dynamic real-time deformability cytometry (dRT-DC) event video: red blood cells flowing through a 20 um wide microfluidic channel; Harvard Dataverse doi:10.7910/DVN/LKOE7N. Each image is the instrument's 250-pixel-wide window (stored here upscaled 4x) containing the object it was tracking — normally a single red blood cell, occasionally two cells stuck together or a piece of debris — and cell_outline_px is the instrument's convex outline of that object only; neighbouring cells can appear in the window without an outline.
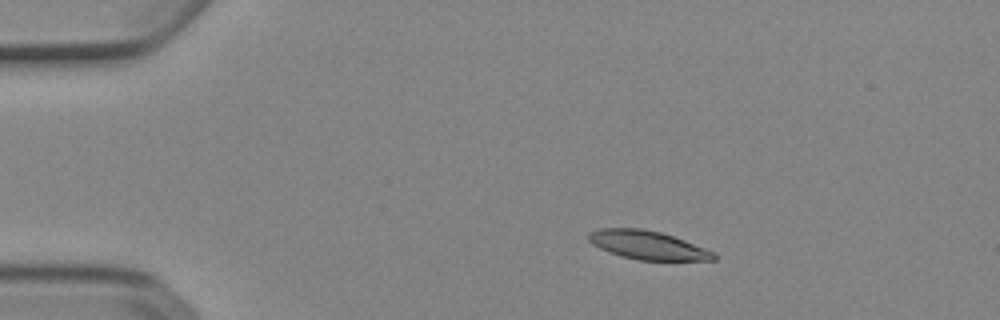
{"species": "Egyptian fruit bat (a non-hibernating species)", "species_latin": "Rousettus aegyptiacus", "temperature_condition": "cold", "stored_images_in_passage": 6, "camera_frame_rate_fps": 3000, "um_per_image_px": 0.085, "animal": {"sex": "female"}, "frame": {"image": 1, "passage_image": 3, "time_ms": 0.667, "image_size_px": [1000, 320], "cell_outline_px": [[716, 260], [636, 260], [600, 248], [592, 244], [588, 240], [588, 232], [600, 228], [640, 228], [660, 232], [684, 240], [716, 252]], "centroid_in_image_um": [55.06, 20.83], "position_along_channel_um": 29.9, "area_um2": 20.69}}
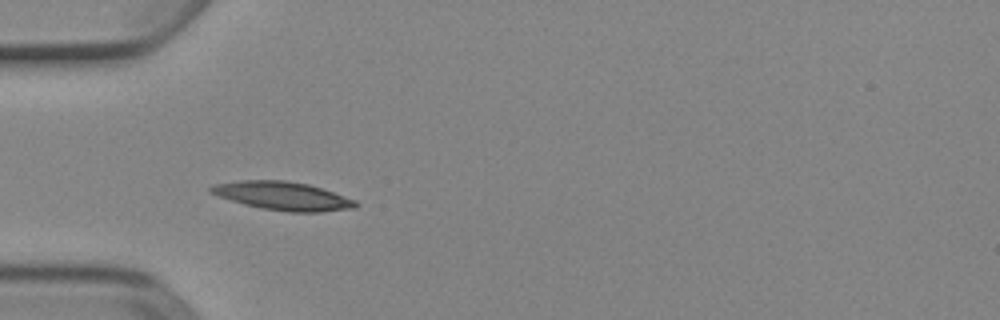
{"frame": {"image": 2, "passage_image": 5, "time_ms": 1.333, "image_size_px": [1000, 320], "cell_outline_px": [[360, 204], [356, 208], [320, 212], [288, 212], [260, 208], [244, 204], [208, 192], [208, 188], [212, 184], [240, 180], [284, 180], [308, 184], [356, 200]], "centroid_in_image_um": [24.03, 16.65], "position_along_channel_um": 61.0, "area_um2": 23.99}}
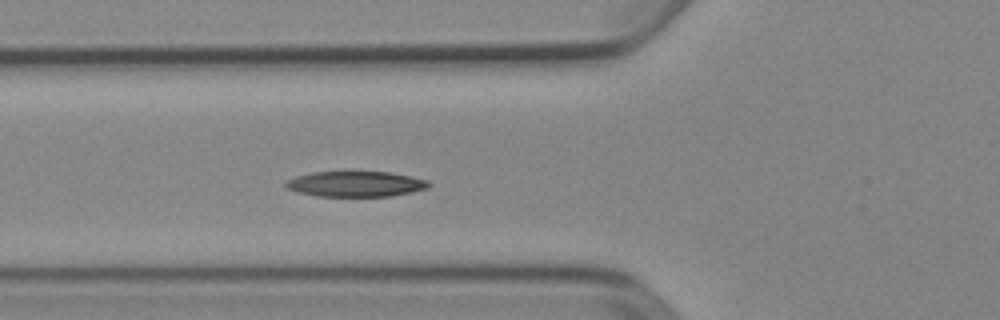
{"frame": {"image": 3, "passage_image": 6, "time_ms": 1.667, "image_size_px": [1000, 320], "cell_outline_px": [[432, 184], [428, 188], [412, 192], [392, 196], [316, 196], [300, 192], [288, 188], [284, 184], [288, 180], [296, 176], [312, 172], [348, 168], [352, 168], [388, 172], [412, 176], [428, 180]], "centroid_in_image_um": [30.26, 15.58], "position_along_channel_um": 95.5, "area_um2": 22.31}}